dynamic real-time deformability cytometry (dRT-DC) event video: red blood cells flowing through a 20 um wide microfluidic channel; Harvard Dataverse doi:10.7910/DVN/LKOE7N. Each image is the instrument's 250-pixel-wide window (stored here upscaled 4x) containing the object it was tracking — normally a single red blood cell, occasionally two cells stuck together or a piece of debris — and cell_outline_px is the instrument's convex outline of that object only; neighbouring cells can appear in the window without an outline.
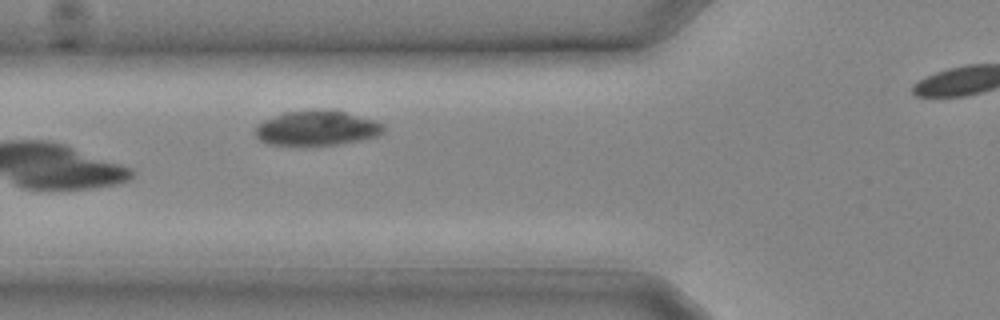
{"species": "common noctule bat (a hibernating species)", "species_latin": "Nyctalus noctula", "temperature_condition": "cold", "stored_images_in_passage": 7, "segment_of_instrument_passage": [1, 2], "camera_frame_rate_fps": 3000, "um_per_image_px": 0.085, "animal": {"sex": "male", "body_mass_g": 20.4}, "frame": {"image": 1, "passage_image": 6, "time_ms": 1.667, "image_size_px": [1000, 320], "cell_outline_px": [[384, 132], [376, 136], [360, 140], [336, 144], [268, 144], [260, 140], [256, 136], [256, 124], [264, 120], [284, 112], [316, 108], [328, 108], [376, 120], [384, 124]], "centroid_in_image_um": [26.94, 10.85], "position_along_channel_um": 98.9, "area_um2": 26.07}}